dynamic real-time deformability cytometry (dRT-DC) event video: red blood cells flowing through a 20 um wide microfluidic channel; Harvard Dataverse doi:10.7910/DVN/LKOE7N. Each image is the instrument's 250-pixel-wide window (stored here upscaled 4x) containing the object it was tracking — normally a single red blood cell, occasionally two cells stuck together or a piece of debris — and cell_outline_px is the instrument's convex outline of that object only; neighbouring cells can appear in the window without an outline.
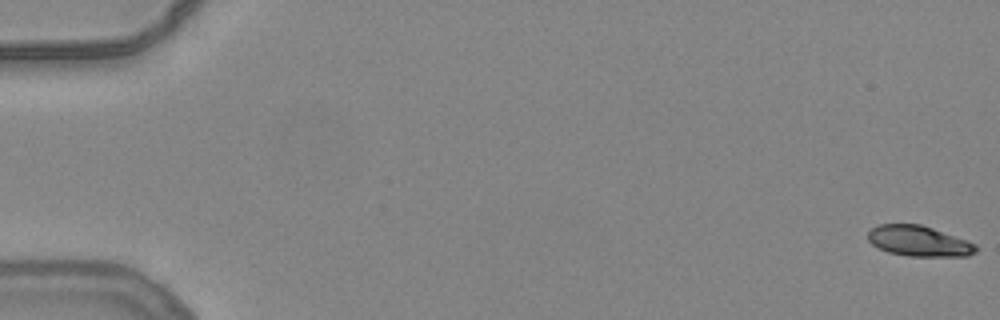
{"species": "common noctule bat (a hibernating species)", "species_latin": "Nyctalus noctula", "temperature_condition": "warm", "stored_images_in_passage": 53, "camera_frame_rate_fps": 3000, "um_per_image_px": 0.085, "animal": {"sex": "female", "body_mass_g": 24.6, "forearm_length_mm": 56.2}, "frame": {"image": 1, "passage_image": 1, "time_ms": 0.0, "image_size_px": [1000, 320], "cell_outline_px": [[976, 252], [968, 256], [908, 256], [888, 252], [872, 244], [868, 240], [868, 232], [872, 228], [880, 224], [920, 224], [932, 228], [976, 244]], "centroid_in_image_um": [78.08, 20.49], "position_along_channel_um": 6.9, "area_um2": 18.96}}
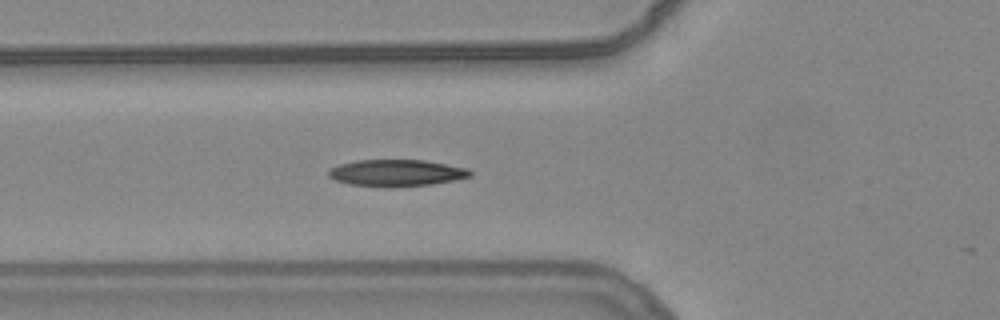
{"frame": {"image": 2, "passage_image": 21, "time_ms": 6.667, "image_size_px": [1000, 320], "cell_outline_px": [[472, 176], [456, 180], [432, 184], [392, 188], [348, 184], [336, 180], [328, 176], [328, 172], [332, 168], [340, 164], [356, 160], [424, 160], [468, 168], [472, 172]], "centroid_in_image_um": [33.73, 14.71], "position_along_channel_um": 92.1, "area_um2": 22.2}}
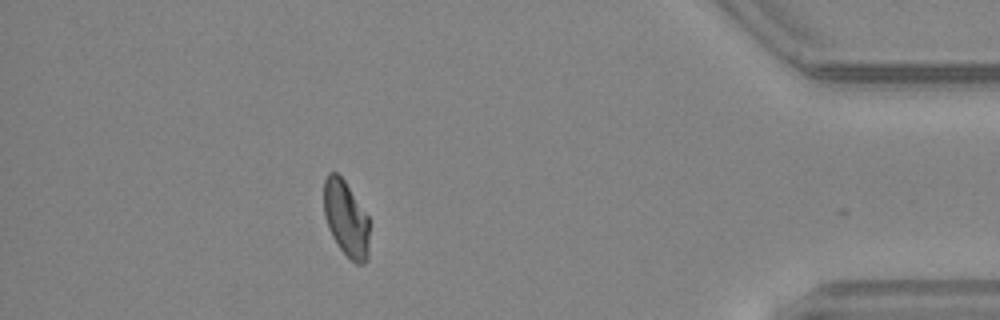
{"frame": {"image": 3, "passage_image": 49, "time_ms": 16.0, "image_size_px": [1000, 320], "cell_outline_px": [[368, 260], [364, 264], [356, 264], [340, 248], [332, 236], [328, 228], [324, 216], [324, 180], [328, 172], [336, 172], [344, 180], [368, 216]], "centroid_in_image_um": [29.4, 18.58], "position_along_channel_um": 405.8, "area_um2": 20.0}, "authors_computed_cell_mechanics": {"area_um2": 20.9814, "velocity_mm_per_s": 3.8487, "shape_relaxation_time_tau1_ms": 7.5984, "shape_relaxation_time_tau2_ms": 3.5758, "deformation_change_tau1": 0.2236, "deformation_change_tau2": 0.0837}}